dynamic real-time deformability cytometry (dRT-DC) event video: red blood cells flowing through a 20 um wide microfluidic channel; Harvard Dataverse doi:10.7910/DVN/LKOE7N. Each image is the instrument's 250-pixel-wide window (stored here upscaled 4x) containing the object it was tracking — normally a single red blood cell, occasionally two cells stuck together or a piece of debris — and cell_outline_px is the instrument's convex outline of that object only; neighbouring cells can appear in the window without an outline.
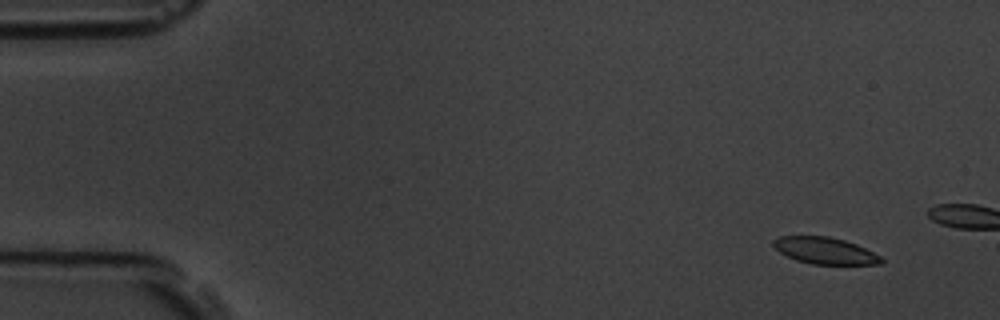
{"species": "common noctule bat (a hibernating species)", "species_latin": "Nyctalus noctula", "temperature_condition": "room temperature", "stored_images_in_passage": 4, "camera_frame_rate_fps": 3000, "um_per_image_px": 0.085, "animal": {"sex": "male", "body_mass_g": 19.5, "forearm_length_mm": 54.6}, "frame": {"image": 1, "passage_image": 1, "time_ms": 0.0, "image_size_px": [1000, 320], "cell_outline_px": [[884, 264], [812, 264], [796, 260], [780, 252], [772, 244], [772, 240], [780, 236], [828, 236], [844, 240], [856, 244], [880, 256], [884, 260]], "centroid_in_image_um": [70.12, 21.3], "position_along_channel_um": 14.9, "area_um2": 16.65}}